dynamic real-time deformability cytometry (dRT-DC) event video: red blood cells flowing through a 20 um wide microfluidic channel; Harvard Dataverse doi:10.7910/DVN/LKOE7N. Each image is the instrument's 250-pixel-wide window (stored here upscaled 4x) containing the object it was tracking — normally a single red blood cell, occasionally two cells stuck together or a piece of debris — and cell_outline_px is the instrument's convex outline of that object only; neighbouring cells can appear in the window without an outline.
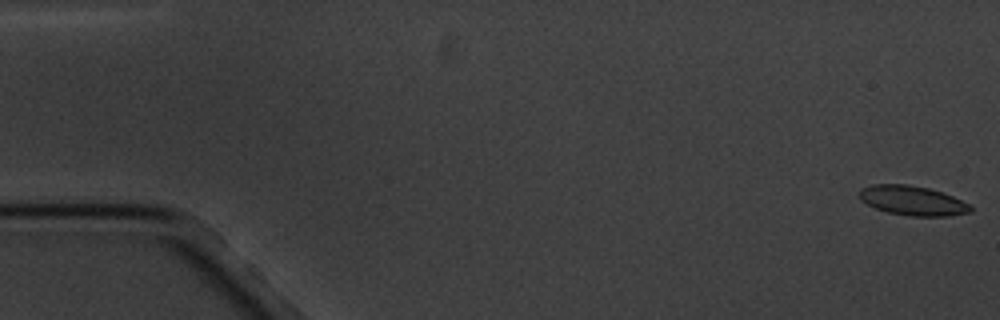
{"species": "common noctule bat (a hibernating species)", "species_latin": "Nyctalus noctula", "temperature_condition": "cold", "stored_images_in_passage": 7, "camera_frame_rate_fps": 3000, "um_per_image_px": 0.085, "animal": {"sex": "male", "body_mass_g": 20.1, "forearm_length_mm": 53.5}, "frame": {"image": 1, "passage_image": 1, "time_ms": 0.0, "image_size_px": [1000, 320], "cell_outline_px": [[972, 212], [948, 216], [912, 216], [888, 212], [876, 208], [860, 200], [860, 188], [872, 184], [908, 184], [928, 188], [952, 196], [968, 204], [972, 208]], "centroid_in_image_um": [77.55, 17.05], "position_along_channel_um": 7.5, "area_um2": 18.96}}
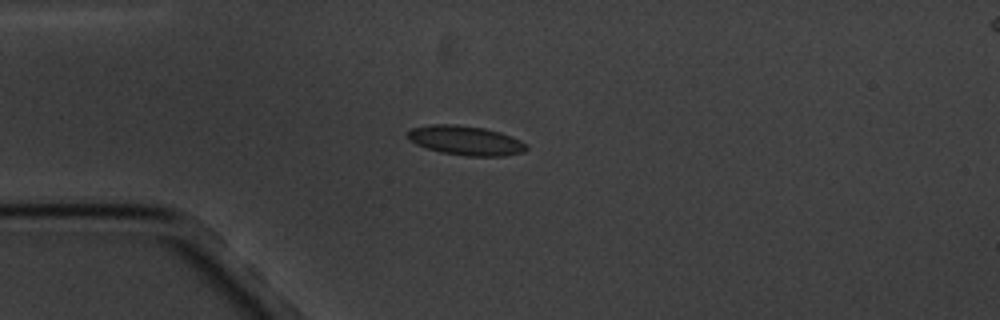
{"frame": {"image": 2, "passage_image": 5, "time_ms": 4.667, "image_size_px": [1000, 320], "cell_outline_px": [[528, 148], [524, 152], [504, 156], [468, 156], [440, 152], [416, 144], [408, 136], [408, 132], [412, 128], [432, 124], [456, 124], [484, 128], [500, 132], [520, 140], [528, 144]], "centroid_in_image_um": [39.63, 11.94], "position_along_channel_um": 45.4, "area_um2": 20.23}}
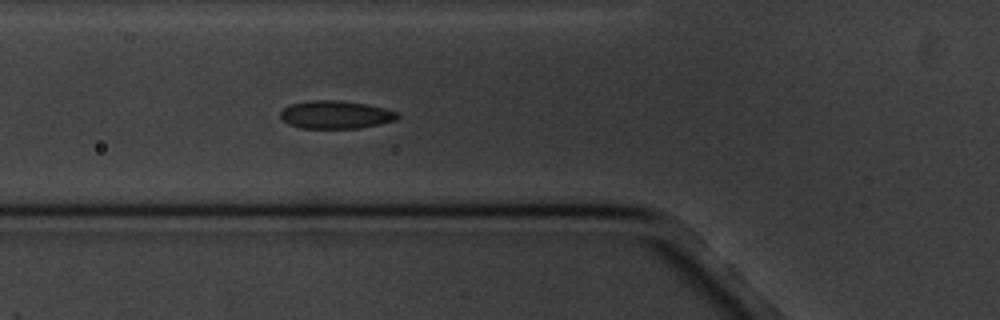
{"frame": {"image": 3, "passage_image": 7, "time_ms": 6.667, "image_size_px": [1000, 320], "cell_outline_px": [[400, 116], [396, 120], [380, 124], [360, 128], [300, 128], [288, 124], [280, 116], [280, 112], [288, 104], [308, 100], [336, 100], [364, 104], [384, 108], [396, 112]], "centroid_in_image_um": [28.5, 9.75], "position_along_channel_um": 97.3, "area_um2": 19.07}}